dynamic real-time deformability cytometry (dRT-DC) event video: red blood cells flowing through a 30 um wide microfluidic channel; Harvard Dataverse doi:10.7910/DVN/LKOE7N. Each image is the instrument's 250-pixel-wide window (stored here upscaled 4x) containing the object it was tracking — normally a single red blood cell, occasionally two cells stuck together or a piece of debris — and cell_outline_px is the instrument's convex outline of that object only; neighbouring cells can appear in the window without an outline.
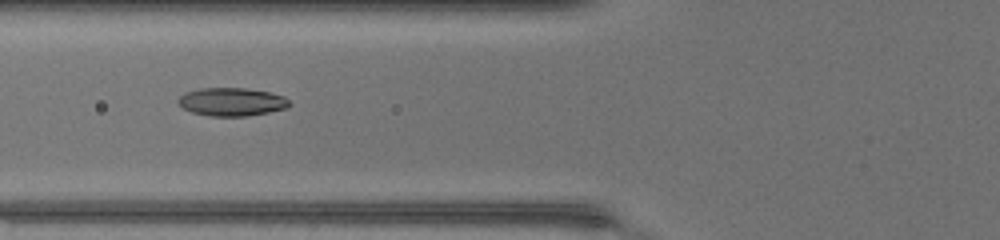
{"species": "common noctule bat (a hibernating species)", "species_latin": "Nyctalus noctula", "temperature_condition": "warm", "stored_images_in_passage": 37, "camera_frame_rate_fps": 3000, "um_per_image_px": 0.085, "animal": {"sex": "female", "body_mass_g": 17.0, "forearm_length_mm": 48.0}, "frame": {"image": 1, "passage_image": 11, "time_ms": 3.333, "image_size_px": [1000, 240], "cell_outline_px": [[292, 104], [288, 108], [248, 116], [212, 116], [192, 112], [184, 108], [176, 100], [184, 92], [200, 88], [244, 88], [268, 92], [284, 96]], "centroid_in_image_um": [19.7, 8.65], "position_along_channel_um": 106.1, "area_um2": 18.26}}
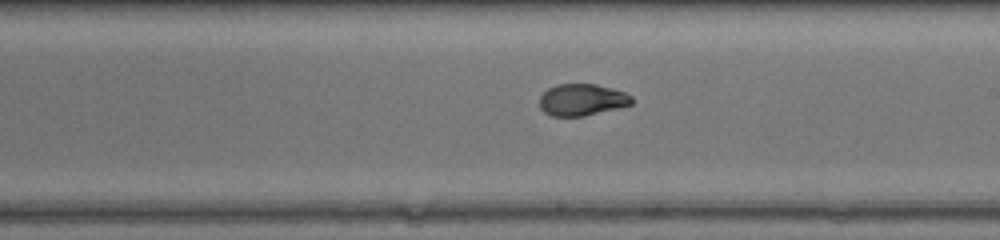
{"frame": {"image": 2, "passage_image": 20, "time_ms": 6.333, "image_size_px": [1000, 240], "cell_outline_px": [[632, 104], [584, 116], [552, 116], [544, 112], [540, 108], [540, 96], [548, 88], [556, 84], [596, 84], [612, 88], [624, 92], [632, 96]], "centroid_in_image_um": [49.45, 8.47], "position_along_channel_um": 239.6, "area_um2": 16.99}}
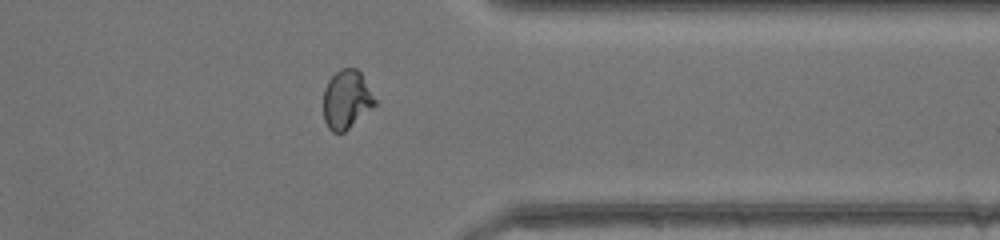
{"frame": {"image": 3, "passage_image": 30, "time_ms": 9.667, "image_size_px": [1000, 240], "cell_outline_px": [[376, 104], [372, 108], [344, 132], [332, 132], [328, 128], [324, 120], [324, 88], [328, 80], [340, 68], [356, 68], [360, 72], [376, 100]], "centroid_in_image_um": [29.44, 8.45], "position_along_channel_um": 382.0, "area_um2": 17.46}}